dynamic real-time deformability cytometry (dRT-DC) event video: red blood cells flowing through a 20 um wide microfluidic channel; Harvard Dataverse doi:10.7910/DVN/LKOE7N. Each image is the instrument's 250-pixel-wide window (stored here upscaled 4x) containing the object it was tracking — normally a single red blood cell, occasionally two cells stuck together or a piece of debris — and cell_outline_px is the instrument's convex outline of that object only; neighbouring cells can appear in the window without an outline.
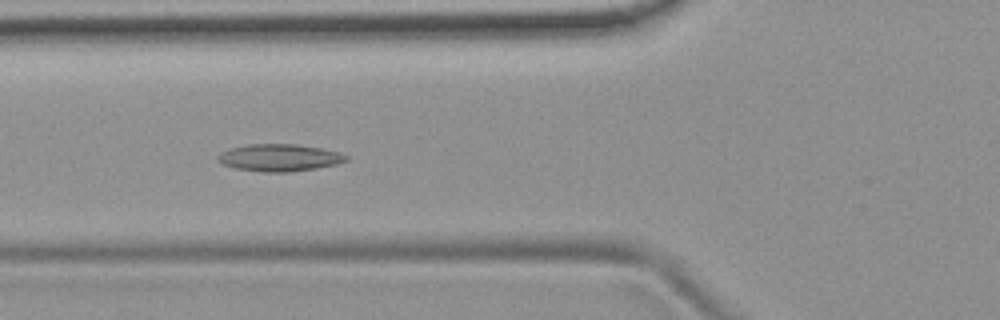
{"species": "common noctule bat (a hibernating species)", "species_latin": "Nyctalus noctula", "temperature_condition": "room temperature", "stored_images_in_passage": 53, "camera_frame_rate_fps": 3000, "um_per_image_px": 0.085, "animal": {"sex": "female", "body_mass_g": 19.9}, "frame": {"image": 1, "passage_image": 19, "time_ms": 6.0, "image_size_px": [1000, 320], "cell_outline_px": [[348, 160], [336, 164], [316, 168], [288, 172], [264, 172], [236, 168], [220, 164], [216, 160], [216, 156], [220, 152], [232, 148], [248, 144], [296, 144], [324, 148], [340, 152], [348, 156]], "centroid_in_image_um": [23.74, 13.39], "position_along_channel_um": 102.1, "area_um2": 20.46}}
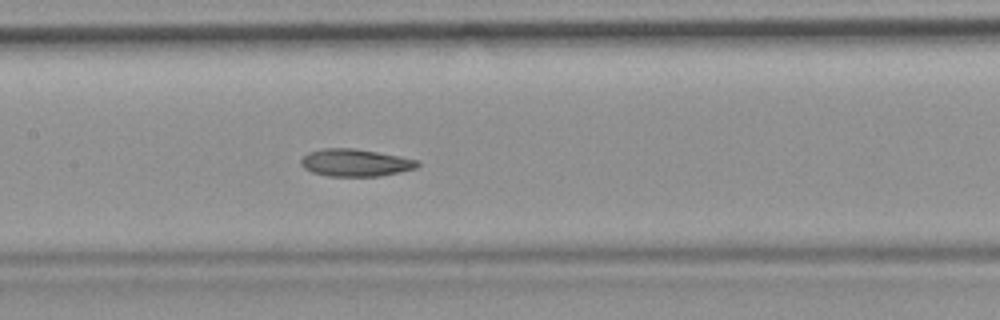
{"frame": {"image": 2, "passage_image": 25, "time_ms": 8.0, "image_size_px": [1000, 320], "cell_outline_px": [[420, 164], [416, 168], [400, 172], [380, 176], [328, 176], [312, 172], [304, 168], [300, 164], [300, 160], [308, 152], [324, 148], [352, 148], [400, 156], [420, 160]], "centroid_in_image_um": [30.21, 13.83], "position_along_channel_um": 177.2, "area_um2": 18.61}}
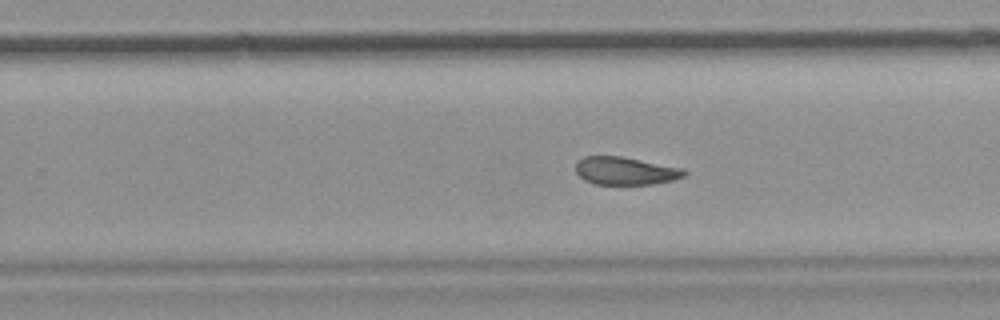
{"frame": {"image": 3, "passage_image": 33, "time_ms": 10.667, "image_size_px": [1000, 320], "cell_outline_px": [[688, 172], [684, 176], [672, 180], [652, 184], [596, 184], [584, 180], [576, 172], [576, 160], [584, 156], [620, 156], [684, 168]], "centroid_in_image_um": [53.15, 14.51], "position_along_channel_um": 276.7, "area_um2": 17.63}, "authors_computed_cell_mechanics": {"area_um2": 19.4786, "velocity_mm_per_s": 3.76, "shape_relaxation_time_tau1_ms": 8.4494, "shape_relaxation_time_tau2_ms": 3.0171, "deformation_change_tau1": 0.1811, "deformation_change_tau2": 0.0993}}